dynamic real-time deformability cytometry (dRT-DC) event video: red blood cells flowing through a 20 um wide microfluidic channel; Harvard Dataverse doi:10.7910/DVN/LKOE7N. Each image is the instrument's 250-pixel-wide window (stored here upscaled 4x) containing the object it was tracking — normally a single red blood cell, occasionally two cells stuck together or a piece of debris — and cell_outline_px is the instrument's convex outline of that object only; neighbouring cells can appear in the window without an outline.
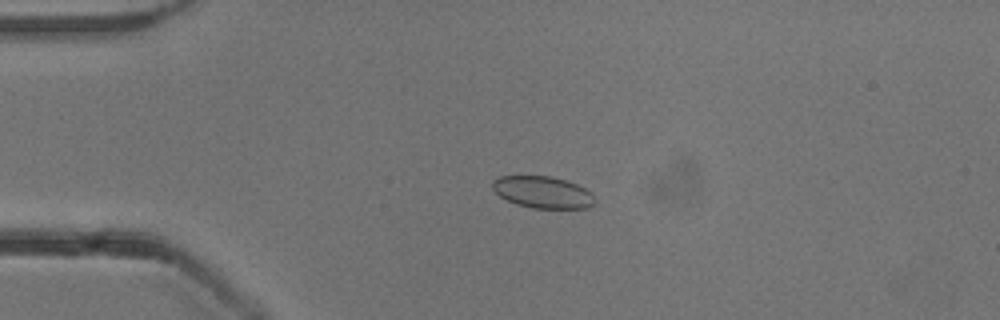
{"species": "common noctule bat (a hibernating species)", "species_latin": "Nyctalus noctula", "temperature_condition": "cold", "stored_images_in_passage": 42, "camera_frame_rate_fps": 3000, "um_per_image_px": 0.085, "animal": {"sex": "male", "body_mass_g": 13.3}, "frame": {"image": 1, "passage_image": 10, "time_ms": 3.0, "image_size_px": [1000, 320], "cell_outline_px": [[596, 204], [588, 208], [532, 208], [516, 204], [500, 196], [492, 188], [492, 180], [500, 176], [552, 176], [576, 184], [592, 192], [596, 200]], "centroid_in_image_um": [46.16, 16.34], "position_along_channel_um": 38.8, "area_um2": 19.07}}
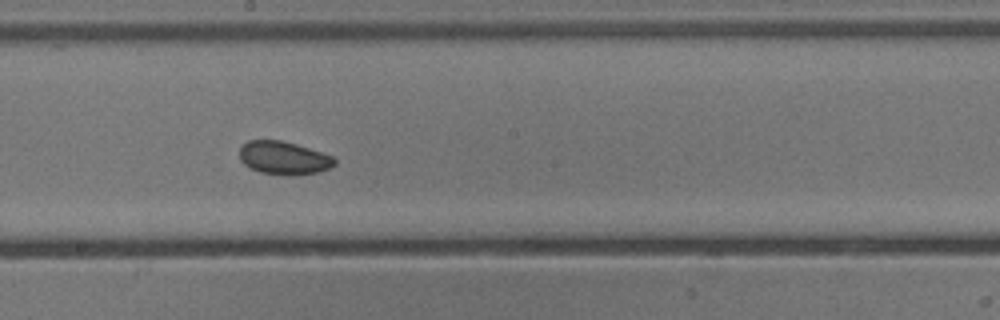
{"frame": {"image": 2, "passage_image": 27, "time_ms": 8.667, "image_size_px": [1000, 320], "cell_outline_px": [[336, 164], [320, 172], [260, 172], [244, 164], [240, 160], [240, 148], [248, 140], [280, 140], [296, 144], [332, 156], [336, 160]], "centroid_in_image_um": [24.09, 13.37], "position_along_channel_um": 224.1, "area_um2": 17.4}}
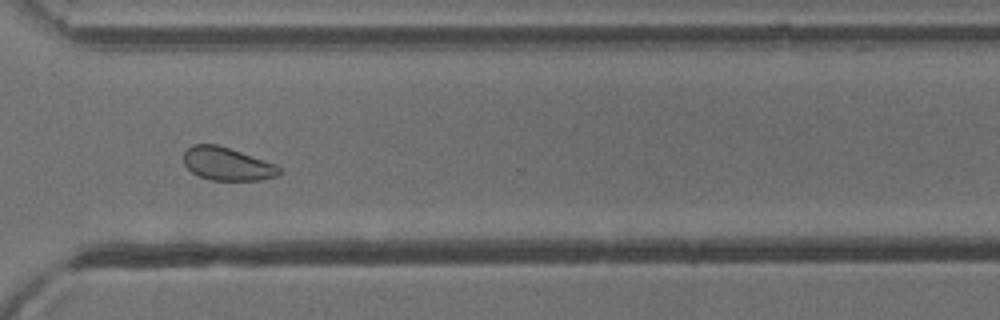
{"frame": {"image": 3, "passage_image": 37, "time_ms": 12.0, "image_size_px": [1000, 320], "cell_outline_px": [[284, 172], [276, 176], [260, 180], [212, 180], [200, 176], [192, 172], [184, 164], [184, 152], [192, 144], [216, 144], [276, 164]], "centroid_in_image_um": [19.32, 13.94], "position_along_channel_um": 351.3, "area_um2": 18.26}, "authors_computed_cell_mechanics": {"area_um2": 18.8428, "velocity_mm_per_s": 3.8236, "shape_relaxation_time_tau1_ms": null, "shape_relaxation_time_tau2_ms": 5.2662, "deformation_change_tau1": null, "deformation_change_tau2": 0.0861}}